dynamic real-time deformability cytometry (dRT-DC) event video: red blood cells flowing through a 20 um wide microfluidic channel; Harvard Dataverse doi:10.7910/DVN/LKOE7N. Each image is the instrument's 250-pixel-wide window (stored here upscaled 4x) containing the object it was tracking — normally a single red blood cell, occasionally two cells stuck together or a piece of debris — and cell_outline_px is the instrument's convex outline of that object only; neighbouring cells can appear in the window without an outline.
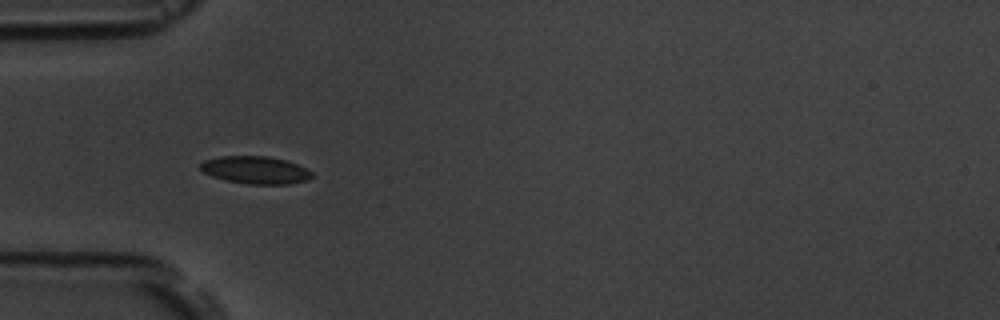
{"species": "common noctule bat (a hibernating species)", "species_latin": "Nyctalus noctula", "temperature_condition": "room temperature", "stored_images_in_passage": 7, "camera_frame_rate_fps": 3000, "um_per_image_px": 0.085, "animal": {"sex": "male", "body_mass_g": 19.5, "forearm_length_mm": 54.6}, "frame": {"image": 1, "passage_image": 6, "time_ms": 5.667, "image_size_px": [1000, 320], "cell_outline_px": [[312, 176], [308, 180], [288, 184], [248, 184], [224, 180], [212, 176], [204, 172], [200, 168], [200, 164], [204, 160], [220, 156], [268, 156], [288, 160], [312, 172]], "centroid_in_image_um": [21.7, 14.45], "position_along_channel_um": 63.3, "area_um2": 17.92}}
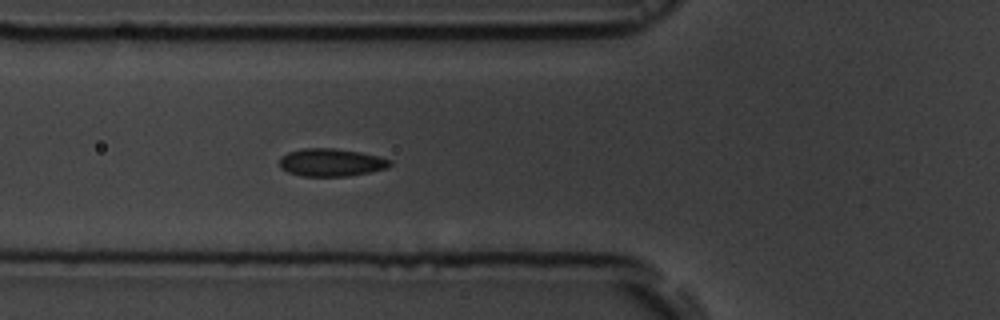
{"frame": {"image": 2, "passage_image": 7, "time_ms": 6.667, "image_size_px": [1000, 320], "cell_outline_px": [[392, 164], [388, 168], [348, 176], [304, 176], [288, 172], [280, 168], [280, 156], [288, 152], [304, 148], [332, 148], [360, 152], [392, 160]], "centroid_in_image_um": [28.13, 13.8], "position_along_channel_um": 97.7, "area_um2": 17.8}}